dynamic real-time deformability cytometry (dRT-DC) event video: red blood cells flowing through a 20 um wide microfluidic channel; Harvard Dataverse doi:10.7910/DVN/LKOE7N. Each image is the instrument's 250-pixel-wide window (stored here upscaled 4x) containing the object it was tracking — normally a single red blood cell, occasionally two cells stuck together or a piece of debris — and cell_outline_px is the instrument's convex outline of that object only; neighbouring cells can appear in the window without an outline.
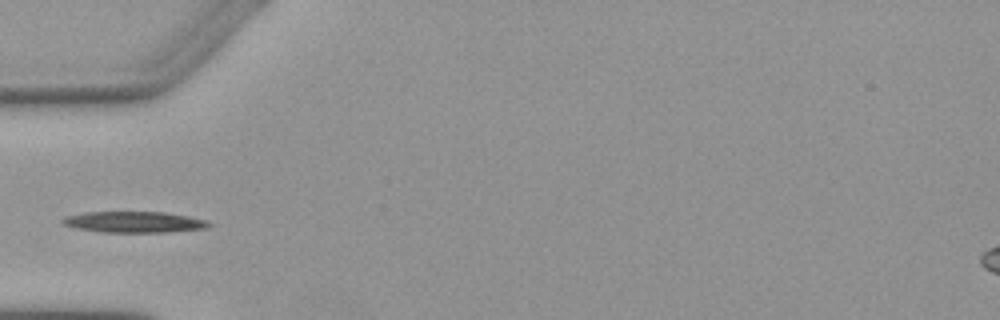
{"species": "Egyptian fruit bat (a non-hibernating species)", "species_latin": "Rousettus aegyptiacus", "temperature_condition": "warm", "stored_images_in_passage": 4, "segment_of_instrument_passage": [2, 2], "camera_frame_rate_fps": 3000, "um_per_image_px": 0.085, "animal": {"sex": "female"}, "frame": {"image": 1, "passage_image": 4, "time_ms": 3.667, "image_size_px": [1000, 320], "cell_outline_px": [[212, 224], [208, 228], [168, 232], [100, 232], [76, 228], [64, 224], [60, 220], [64, 216], [84, 212], [164, 212], [188, 216], [208, 220]], "centroid_in_image_um": [11.41, 18.87], "position_along_channel_um": 73.6, "area_um2": 18.09}}